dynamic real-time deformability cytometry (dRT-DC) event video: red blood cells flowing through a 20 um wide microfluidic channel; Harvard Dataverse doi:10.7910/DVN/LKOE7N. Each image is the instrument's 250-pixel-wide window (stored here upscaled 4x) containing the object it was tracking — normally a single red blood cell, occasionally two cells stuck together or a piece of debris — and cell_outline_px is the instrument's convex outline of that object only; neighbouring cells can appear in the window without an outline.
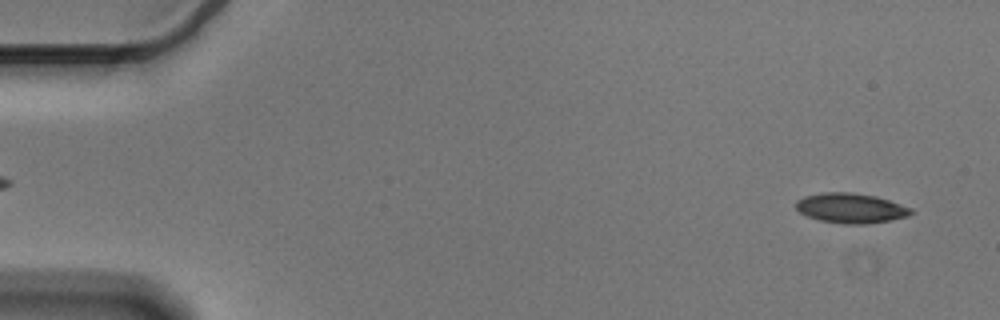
{"species": "Egyptian fruit bat (a non-hibernating species)", "species_latin": "Rousettus aegyptiacus", "temperature_condition": "cold", "stored_images_in_passage": 56, "camera_frame_rate_fps": 3000, "um_per_image_px": 0.085, "animal": {"sex": "male"}, "frame": {"image": 1, "passage_image": 3, "time_ms": 0.667, "image_size_px": [1000, 320], "cell_outline_px": [[912, 212], [908, 216], [868, 224], [844, 224], [820, 220], [808, 216], [800, 212], [796, 208], [796, 200], [804, 196], [824, 192], [852, 192], [876, 196], [912, 208]], "centroid_in_image_um": [72.3, 17.68], "position_along_channel_um": 12.7, "area_um2": 19.94}}
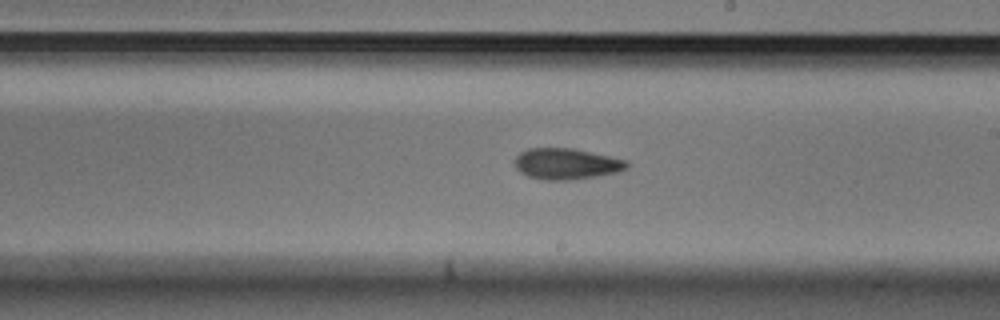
{"frame": {"image": 2, "passage_image": 32, "time_ms": 10.333, "image_size_px": [1000, 320], "cell_outline_px": [[628, 168], [620, 172], [596, 176], [568, 180], [544, 180], [528, 176], [520, 172], [516, 168], [512, 160], [520, 152], [528, 148], [572, 148], [628, 160]], "centroid_in_image_um": [48.13, 13.92], "position_along_channel_um": 240.9, "area_um2": 20.46}}
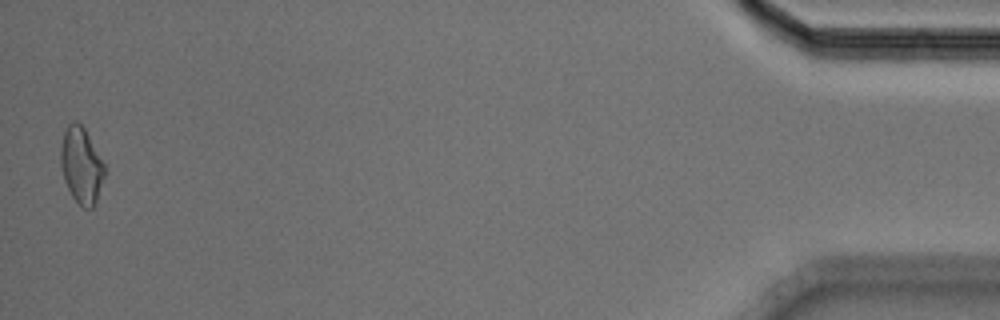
{"frame": {"image": 3, "passage_image": 55, "time_ms": 18.0, "image_size_px": [1000, 320], "cell_outline_px": [[104, 176], [96, 200], [92, 208], [84, 208], [72, 196], [64, 180], [60, 164], [60, 148], [64, 132], [68, 124], [72, 120], [76, 120], [84, 128], [104, 164]], "centroid_in_image_um": [6.88, 14.03], "position_along_channel_um": 428.3, "area_um2": 19.13}, "authors_computed_cell_mechanics": {"area_um2": 19.7098, "velocity_mm_per_s": 3.5899, "shape_relaxation_time_tau1_ms": 8.2995, "shape_relaxation_time_tau2_ms": 6.2537, "deformation_change_tau1": 0.1239, "deformation_change_tau2": 0.122}}